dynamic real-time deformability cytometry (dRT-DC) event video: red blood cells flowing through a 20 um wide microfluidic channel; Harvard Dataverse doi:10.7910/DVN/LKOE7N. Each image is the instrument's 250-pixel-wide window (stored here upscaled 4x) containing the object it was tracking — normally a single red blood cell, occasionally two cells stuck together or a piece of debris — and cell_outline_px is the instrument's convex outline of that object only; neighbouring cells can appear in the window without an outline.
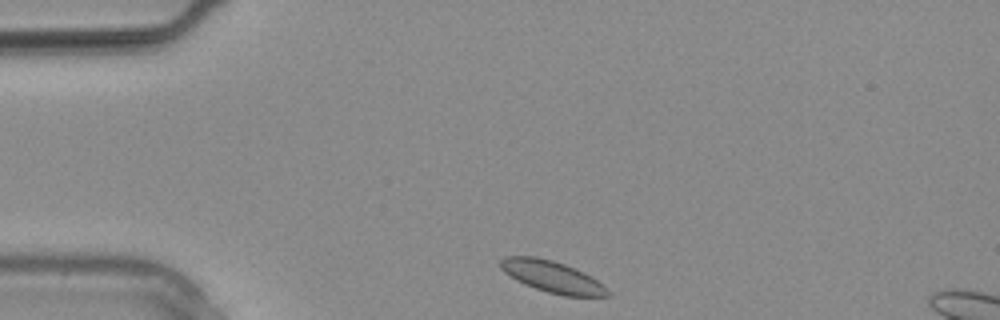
{"species": "common noctule bat (a hibernating species)", "species_latin": "Nyctalus noctula", "temperature_condition": "warm", "stored_images_in_passage": 4, "camera_frame_rate_fps": 3000, "um_per_image_px": 0.085, "animal": {"sex": "male", "body_mass_g": 20.4}, "frame": {"image": 1, "passage_image": 1, "time_ms": 0.0, "image_size_px": [1000, 320], "cell_outline_px": [[612, 292], [608, 296], [564, 296], [548, 292], [524, 284], [516, 280], [504, 272], [500, 268], [500, 260], [504, 256], [536, 256], [552, 260], [576, 268], [592, 276], [604, 284]], "centroid_in_image_um": [46.97, 23.51], "position_along_channel_um": 38.0, "area_um2": 19.94}}